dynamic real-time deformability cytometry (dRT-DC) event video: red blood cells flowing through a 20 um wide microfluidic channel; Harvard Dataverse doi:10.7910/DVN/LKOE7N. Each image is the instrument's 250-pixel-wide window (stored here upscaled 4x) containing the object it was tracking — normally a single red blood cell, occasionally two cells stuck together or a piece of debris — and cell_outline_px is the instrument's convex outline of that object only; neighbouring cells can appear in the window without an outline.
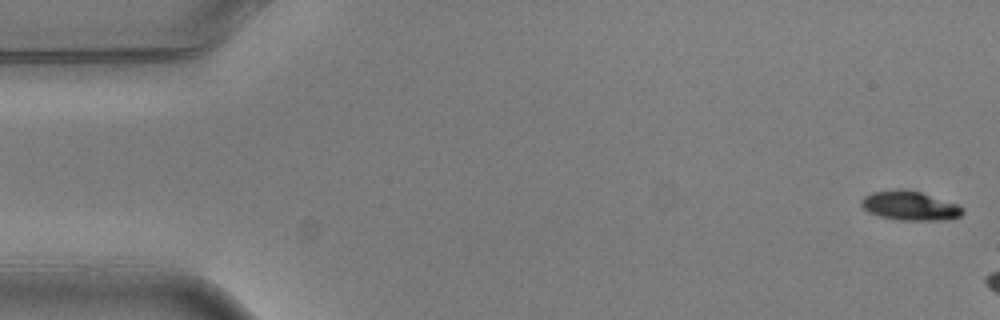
{"species": "common noctule bat (a hibernating species)", "species_latin": "Nyctalus noctula", "temperature_condition": "warm", "stored_images_in_passage": 4, "camera_frame_rate_fps": 3000, "um_per_image_px": 0.085, "animal": {"sex": "male", "body_mass_g": 20.5, "forearm_length_mm": 52.5}, "frame": {"image": 1, "passage_image": 1, "time_ms": 0.0, "image_size_px": [1000, 320], "cell_outline_px": [[964, 212], [960, 216], [948, 220], [904, 220], [880, 216], [868, 212], [860, 204], [860, 200], [864, 196], [872, 192], [896, 188], [920, 192], [956, 204], [964, 208]], "centroid_in_image_um": [77.32, 17.48], "position_along_channel_um": 7.7, "area_um2": 17.17}}